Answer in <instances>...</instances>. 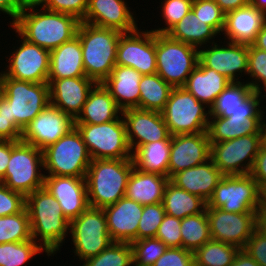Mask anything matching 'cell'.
I'll list each match as a JSON object with an SVG mask.
<instances>
[{"instance_id": "6da1fadb", "label": "cell", "mask_w": 266, "mask_h": 266, "mask_svg": "<svg viewBox=\"0 0 266 266\" xmlns=\"http://www.w3.org/2000/svg\"><path fill=\"white\" fill-rule=\"evenodd\" d=\"M36 6L38 7V4L27 1L17 19L13 23L10 22L16 33L49 51L76 36L81 22L76 17L43 7L42 11H35Z\"/></svg>"}, {"instance_id": "7a4b0ae2", "label": "cell", "mask_w": 266, "mask_h": 266, "mask_svg": "<svg viewBox=\"0 0 266 266\" xmlns=\"http://www.w3.org/2000/svg\"><path fill=\"white\" fill-rule=\"evenodd\" d=\"M25 207L32 239L42 246L48 256H54L65 241L70 221L64 217L58 201L45 187L27 195Z\"/></svg>"}, {"instance_id": "3957f363", "label": "cell", "mask_w": 266, "mask_h": 266, "mask_svg": "<svg viewBox=\"0 0 266 266\" xmlns=\"http://www.w3.org/2000/svg\"><path fill=\"white\" fill-rule=\"evenodd\" d=\"M133 168L132 158L91 160L85 178L89 206L103 209L125 197Z\"/></svg>"}, {"instance_id": "277c9868", "label": "cell", "mask_w": 266, "mask_h": 266, "mask_svg": "<svg viewBox=\"0 0 266 266\" xmlns=\"http://www.w3.org/2000/svg\"><path fill=\"white\" fill-rule=\"evenodd\" d=\"M49 104L48 83L20 81L4 75L0 111L21 133Z\"/></svg>"}, {"instance_id": "5b68a950", "label": "cell", "mask_w": 266, "mask_h": 266, "mask_svg": "<svg viewBox=\"0 0 266 266\" xmlns=\"http://www.w3.org/2000/svg\"><path fill=\"white\" fill-rule=\"evenodd\" d=\"M122 32L80 22L77 36L81 42L85 75L102 83L116 66L117 45Z\"/></svg>"}, {"instance_id": "8992f818", "label": "cell", "mask_w": 266, "mask_h": 266, "mask_svg": "<svg viewBox=\"0 0 266 266\" xmlns=\"http://www.w3.org/2000/svg\"><path fill=\"white\" fill-rule=\"evenodd\" d=\"M43 167L42 150L22 140H11V157L1 183L26 197L44 187Z\"/></svg>"}, {"instance_id": "52a82bcc", "label": "cell", "mask_w": 266, "mask_h": 266, "mask_svg": "<svg viewBox=\"0 0 266 266\" xmlns=\"http://www.w3.org/2000/svg\"><path fill=\"white\" fill-rule=\"evenodd\" d=\"M42 152L48 175L86 178L92 159L76 127Z\"/></svg>"}, {"instance_id": "ba28073f", "label": "cell", "mask_w": 266, "mask_h": 266, "mask_svg": "<svg viewBox=\"0 0 266 266\" xmlns=\"http://www.w3.org/2000/svg\"><path fill=\"white\" fill-rule=\"evenodd\" d=\"M199 61V49L156 33L157 74L174 87H183Z\"/></svg>"}, {"instance_id": "9c48e42d", "label": "cell", "mask_w": 266, "mask_h": 266, "mask_svg": "<svg viewBox=\"0 0 266 266\" xmlns=\"http://www.w3.org/2000/svg\"><path fill=\"white\" fill-rule=\"evenodd\" d=\"M205 107L185 88L174 87L161 111L170 135L207 132L209 110Z\"/></svg>"}, {"instance_id": "30bf717a", "label": "cell", "mask_w": 266, "mask_h": 266, "mask_svg": "<svg viewBox=\"0 0 266 266\" xmlns=\"http://www.w3.org/2000/svg\"><path fill=\"white\" fill-rule=\"evenodd\" d=\"M75 127L82 135L92 160L132 158L122 114L121 117L110 122L75 124Z\"/></svg>"}, {"instance_id": "8fae6325", "label": "cell", "mask_w": 266, "mask_h": 266, "mask_svg": "<svg viewBox=\"0 0 266 266\" xmlns=\"http://www.w3.org/2000/svg\"><path fill=\"white\" fill-rule=\"evenodd\" d=\"M261 189L250 174L224 175L208 200L206 208L225 212L250 213L260 208Z\"/></svg>"}, {"instance_id": "7c38bea8", "label": "cell", "mask_w": 266, "mask_h": 266, "mask_svg": "<svg viewBox=\"0 0 266 266\" xmlns=\"http://www.w3.org/2000/svg\"><path fill=\"white\" fill-rule=\"evenodd\" d=\"M69 230L75 248L74 253L81 261L97 256L113 243L105 213L100 208L89 206L70 221Z\"/></svg>"}, {"instance_id": "4fadbf2b", "label": "cell", "mask_w": 266, "mask_h": 266, "mask_svg": "<svg viewBox=\"0 0 266 266\" xmlns=\"http://www.w3.org/2000/svg\"><path fill=\"white\" fill-rule=\"evenodd\" d=\"M210 144V158L224 175H245L250 174L253 168L262 145V134H250Z\"/></svg>"}, {"instance_id": "5bb4252c", "label": "cell", "mask_w": 266, "mask_h": 266, "mask_svg": "<svg viewBox=\"0 0 266 266\" xmlns=\"http://www.w3.org/2000/svg\"><path fill=\"white\" fill-rule=\"evenodd\" d=\"M116 65L129 66L142 75L157 73L156 33L138 28L122 33L117 45Z\"/></svg>"}, {"instance_id": "9a60e30c", "label": "cell", "mask_w": 266, "mask_h": 266, "mask_svg": "<svg viewBox=\"0 0 266 266\" xmlns=\"http://www.w3.org/2000/svg\"><path fill=\"white\" fill-rule=\"evenodd\" d=\"M74 128L72 116L49 104L25 126L20 140L44 150Z\"/></svg>"}, {"instance_id": "2e32d148", "label": "cell", "mask_w": 266, "mask_h": 266, "mask_svg": "<svg viewBox=\"0 0 266 266\" xmlns=\"http://www.w3.org/2000/svg\"><path fill=\"white\" fill-rule=\"evenodd\" d=\"M18 35L22 44L8 59L5 76L32 83H48L50 51Z\"/></svg>"}, {"instance_id": "e0dca14e", "label": "cell", "mask_w": 266, "mask_h": 266, "mask_svg": "<svg viewBox=\"0 0 266 266\" xmlns=\"http://www.w3.org/2000/svg\"><path fill=\"white\" fill-rule=\"evenodd\" d=\"M256 213H232L206 208L211 238L243 249L256 229Z\"/></svg>"}, {"instance_id": "ac0fdd59", "label": "cell", "mask_w": 266, "mask_h": 266, "mask_svg": "<svg viewBox=\"0 0 266 266\" xmlns=\"http://www.w3.org/2000/svg\"><path fill=\"white\" fill-rule=\"evenodd\" d=\"M122 116L132 152L146 143L172 138L159 111L130 108L122 111Z\"/></svg>"}, {"instance_id": "d6986e66", "label": "cell", "mask_w": 266, "mask_h": 266, "mask_svg": "<svg viewBox=\"0 0 266 266\" xmlns=\"http://www.w3.org/2000/svg\"><path fill=\"white\" fill-rule=\"evenodd\" d=\"M208 49H199V61L207 68L227 77L231 82H237L240 73H248V45L227 42L222 47L212 40ZM238 72V74H237ZM237 77V78H236Z\"/></svg>"}, {"instance_id": "ffe728a7", "label": "cell", "mask_w": 266, "mask_h": 266, "mask_svg": "<svg viewBox=\"0 0 266 266\" xmlns=\"http://www.w3.org/2000/svg\"><path fill=\"white\" fill-rule=\"evenodd\" d=\"M211 144L207 132L177 134L171 138L168 178L210 159Z\"/></svg>"}, {"instance_id": "44dd1931", "label": "cell", "mask_w": 266, "mask_h": 266, "mask_svg": "<svg viewBox=\"0 0 266 266\" xmlns=\"http://www.w3.org/2000/svg\"><path fill=\"white\" fill-rule=\"evenodd\" d=\"M261 97L262 93L254 91L248 82H231L215 99L209 116L228 118L234 113H247L254 118H263Z\"/></svg>"}, {"instance_id": "7402d4cb", "label": "cell", "mask_w": 266, "mask_h": 266, "mask_svg": "<svg viewBox=\"0 0 266 266\" xmlns=\"http://www.w3.org/2000/svg\"><path fill=\"white\" fill-rule=\"evenodd\" d=\"M44 187L58 201L64 217L69 221L89 207L85 178L45 175Z\"/></svg>"}, {"instance_id": "603a6c76", "label": "cell", "mask_w": 266, "mask_h": 266, "mask_svg": "<svg viewBox=\"0 0 266 266\" xmlns=\"http://www.w3.org/2000/svg\"><path fill=\"white\" fill-rule=\"evenodd\" d=\"M143 205L126 197L103 208L109 235L113 242L132 243L137 240Z\"/></svg>"}, {"instance_id": "cb8c5ba5", "label": "cell", "mask_w": 266, "mask_h": 266, "mask_svg": "<svg viewBox=\"0 0 266 266\" xmlns=\"http://www.w3.org/2000/svg\"><path fill=\"white\" fill-rule=\"evenodd\" d=\"M129 9L124 0H88L87 12L81 22L129 33L138 28Z\"/></svg>"}, {"instance_id": "d4e9b609", "label": "cell", "mask_w": 266, "mask_h": 266, "mask_svg": "<svg viewBox=\"0 0 266 266\" xmlns=\"http://www.w3.org/2000/svg\"><path fill=\"white\" fill-rule=\"evenodd\" d=\"M95 84L88 77L48 79L50 104L75 119Z\"/></svg>"}, {"instance_id": "484cf974", "label": "cell", "mask_w": 266, "mask_h": 266, "mask_svg": "<svg viewBox=\"0 0 266 266\" xmlns=\"http://www.w3.org/2000/svg\"><path fill=\"white\" fill-rule=\"evenodd\" d=\"M223 176L224 174L210 158L205 163L174 174L170 181L177 187L202 198L207 203Z\"/></svg>"}, {"instance_id": "4316f807", "label": "cell", "mask_w": 266, "mask_h": 266, "mask_svg": "<svg viewBox=\"0 0 266 266\" xmlns=\"http://www.w3.org/2000/svg\"><path fill=\"white\" fill-rule=\"evenodd\" d=\"M266 22V14L251 4L225 14L224 37L229 42L252 44Z\"/></svg>"}, {"instance_id": "83f0119b", "label": "cell", "mask_w": 266, "mask_h": 266, "mask_svg": "<svg viewBox=\"0 0 266 266\" xmlns=\"http://www.w3.org/2000/svg\"><path fill=\"white\" fill-rule=\"evenodd\" d=\"M142 76L134 68L116 65L102 83L109 90L118 107L124 111L139 108V83Z\"/></svg>"}, {"instance_id": "f1b7e54d", "label": "cell", "mask_w": 266, "mask_h": 266, "mask_svg": "<svg viewBox=\"0 0 266 266\" xmlns=\"http://www.w3.org/2000/svg\"><path fill=\"white\" fill-rule=\"evenodd\" d=\"M262 123L263 118H254L247 113H234L228 118L209 117L207 133L210 143H220L250 134H262Z\"/></svg>"}, {"instance_id": "f546056e", "label": "cell", "mask_w": 266, "mask_h": 266, "mask_svg": "<svg viewBox=\"0 0 266 266\" xmlns=\"http://www.w3.org/2000/svg\"><path fill=\"white\" fill-rule=\"evenodd\" d=\"M122 110L103 83H96L90 90L75 124H101L118 119ZM119 114V115H118Z\"/></svg>"}, {"instance_id": "4dcf8cb0", "label": "cell", "mask_w": 266, "mask_h": 266, "mask_svg": "<svg viewBox=\"0 0 266 266\" xmlns=\"http://www.w3.org/2000/svg\"><path fill=\"white\" fill-rule=\"evenodd\" d=\"M86 77L82 47L76 35L50 51L48 79Z\"/></svg>"}, {"instance_id": "1f68e13d", "label": "cell", "mask_w": 266, "mask_h": 266, "mask_svg": "<svg viewBox=\"0 0 266 266\" xmlns=\"http://www.w3.org/2000/svg\"><path fill=\"white\" fill-rule=\"evenodd\" d=\"M169 180L168 176L145 173L134 167L127 181L125 197L143 206L161 203Z\"/></svg>"}, {"instance_id": "d6a6232c", "label": "cell", "mask_w": 266, "mask_h": 266, "mask_svg": "<svg viewBox=\"0 0 266 266\" xmlns=\"http://www.w3.org/2000/svg\"><path fill=\"white\" fill-rule=\"evenodd\" d=\"M231 83V81L217 73L214 69L205 67L200 61L189 75L183 86L199 102L206 104L208 110L214 104L217 96Z\"/></svg>"}, {"instance_id": "836d02e7", "label": "cell", "mask_w": 266, "mask_h": 266, "mask_svg": "<svg viewBox=\"0 0 266 266\" xmlns=\"http://www.w3.org/2000/svg\"><path fill=\"white\" fill-rule=\"evenodd\" d=\"M171 140H159L141 145L132 152L133 165L145 173L168 176Z\"/></svg>"}, {"instance_id": "e575fe53", "label": "cell", "mask_w": 266, "mask_h": 266, "mask_svg": "<svg viewBox=\"0 0 266 266\" xmlns=\"http://www.w3.org/2000/svg\"><path fill=\"white\" fill-rule=\"evenodd\" d=\"M166 34L174 40L199 49L202 45L210 43L209 41L214 39L218 33L191 10Z\"/></svg>"}, {"instance_id": "d590c367", "label": "cell", "mask_w": 266, "mask_h": 266, "mask_svg": "<svg viewBox=\"0 0 266 266\" xmlns=\"http://www.w3.org/2000/svg\"><path fill=\"white\" fill-rule=\"evenodd\" d=\"M162 204L166 214L179 219L202 213L207 206L202 198L177 187L170 180L165 188Z\"/></svg>"}, {"instance_id": "8d00e7d4", "label": "cell", "mask_w": 266, "mask_h": 266, "mask_svg": "<svg viewBox=\"0 0 266 266\" xmlns=\"http://www.w3.org/2000/svg\"><path fill=\"white\" fill-rule=\"evenodd\" d=\"M172 89L157 73L143 75L139 83V109L161 112Z\"/></svg>"}, {"instance_id": "74e56055", "label": "cell", "mask_w": 266, "mask_h": 266, "mask_svg": "<svg viewBox=\"0 0 266 266\" xmlns=\"http://www.w3.org/2000/svg\"><path fill=\"white\" fill-rule=\"evenodd\" d=\"M180 231L182 248L193 253L211 240L206 209L202 213L181 219Z\"/></svg>"}, {"instance_id": "f35d334b", "label": "cell", "mask_w": 266, "mask_h": 266, "mask_svg": "<svg viewBox=\"0 0 266 266\" xmlns=\"http://www.w3.org/2000/svg\"><path fill=\"white\" fill-rule=\"evenodd\" d=\"M239 250L234 245L211 239L194 252V266H230Z\"/></svg>"}, {"instance_id": "ab89813d", "label": "cell", "mask_w": 266, "mask_h": 266, "mask_svg": "<svg viewBox=\"0 0 266 266\" xmlns=\"http://www.w3.org/2000/svg\"><path fill=\"white\" fill-rule=\"evenodd\" d=\"M32 239L26 207L19 213L0 217V244Z\"/></svg>"}, {"instance_id": "60d3db41", "label": "cell", "mask_w": 266, "mask_h": 266, "mask_svg": "<svg viewBox=\"0 0 266 266\" xmlns=\"http://www.w3.org/2000/svg\"><path fill=\"white\" fill-rule=\"evenodd\" d=\"M44 249L35 240L0 244V266H22Z\"/></svg>"}, {"instance_id": "b9f144b4", "label": "cell", "mask_w": 266, "mask_h": 266, "mask_svg": "<svg viewBox=\"0 0 266 266\" xmlns=\"http://www.w3.org/2000/svg\"><path fill=\"white\" fill-rule=\"evenodd\" d=\"M131 265H134L131 243L113 242L97 256L85 260L82 266Z\"/></svg>"}, {"instance_id": "7bdbcfd3", "label": "cell", "mask_w": 266, "mask_h": 266, "mask_svg": "<svg viewBox=\"0 0 266 266\" xmlns=\"http://www.w3.org/2000/svg\"><path fill=\"white\" fill-rule=\"evenodd\" d=\"M133 250V266H152L168 248L156 237L144 238L131 243Z\"/></svg>"}, {"instance_id": "ee69618b", "label": "cell", "mask_w": 266, "mask_h": 266, "mask_svg": "<svg viewBox=\"0 0 266 266\" xmlns=\"http://www.w3.org/2000/svg\"><path fill=\"white\" fill-rule=\"evenodd\" d=\"M191 10L219 35L223 33L225 13L214 0H193Z\"/></svg>"}, {"instance_id": "f6af8a7d", "label": "cell", "mask_w": 266, "mask_h": 266, "mask_svg": "<svg viewBox=\"0 0 266 266\" xmlns=\"http://www.w3.org/2000/svg\"><path fill=\"white\" fill-rule=\"evenodd\" d=\"M165 214L162 202L144 205L143 213L138 225L137 240L156 237L159 225Z\"/></svg>"}, {"instance_id": "bcb514c9", "label": "cell", "mask_w": 266, "mask_h": 266, "mask_svg": "<svg viewBox=\"0 0 266 266\" xmlns=\"http://www.w3.org/2000/svg\"><path fill=\"white\" fill-rule=\"evenodd\" d=\"M247 74L255 80L248 81L254 91L262 93V88L266 90V52L255 48L252 44L248 45Z\"/></svg>"}, {"instance_id": "7dc6e473", "label": "cell", "mask_w": 266, "mask_h": 266, "mask_svg": "<svg viewBox=\"0 0 266 266\" xmlns=\"http://www.w3.org/2000/svg\"><path fill=\"white\" fill-rule=\"evenodd\" d=\"M193 0H164L161 2L162 17L167 27L154 29L155 33L166 34L175 24L191 11Z\"/></svg>"}, {"instance_id": "c3c4849f", "label": "cell", "mask_w": 266, "mask_h": 266, "mask_svg": "<svg viewBox=\"0 0 266 266\" xmlns=\"http://www.w3.org/2000/svg\"><path fill=\"white\" fill-rule=\"evenodd\" d=\"M38 6L47 10L69 14L82 21L88 8V0H42Z\"/></svg>"}, {"instance_id": "681fc988", "label": "cell", "mask_w": 266, "mask_h": 266, "mask_svg": "<svg viewBox=\"0 0 266 266\" xmlns=\"http://www.w3.org/2000/svg\"><path fill=\"white\" fill-rule=\"evenodd\" d=\"M180 224L181 219L165 214L159 225L156 238L161 240L167 247H182Z\"/></svg>"}, {"instance_id": "f907efd6", "label": "cell", "mask_w": 266, "mask_h": 266, "mask_svg": "<svg viewBox=\"0 0 266 266\" xmlns=\"http://www.w3.org/2000/svg\"><path fill=\"white\" fill-rule=\"evenodd\" d=\"M26 206V197L16 191H12L0 182V217L21 212Z\"/></svg>"}, {"instance_id": "816d5d0a", "label": "cell", "mask_w": 266, "mask_h": 266, "mask_svg": "<svg viewBox=\"0 0 266 266\" xmlns=\"http://www.w3.org/2000/svg\"><path fill=\"white\" fill-rule=\"evenodd\" d=\"M152 266H194V253L182 247H168Z\"/></svg>"}, {"instance_id": "f5cc1de1", "label": "cell", "mask_w": 266, "mask_h": 266, "mask_svg": "<svg viewBox=\"0 0 266 266\" xmlns=\"http://www.w3.org/2000/svg\"><path fill=\"white\" fill-rule=\"evenodd\" d=\"M260 266H266V237L255 229L242 249Z\"/></svg>"}, {"instance_id": "db71d44e", "label": "cell", "mask_w": 266, "mask_h": 266, "mask_svg": "<svg viewBox=\"0 0 266 266\" xmlns=\"http://www.w3.org/2000/svg\"><path fill=\"white\" fill-rule=\"evenodd\" d=\"M250 175L258 183L260 189L266 187V147L263 145L255 158Z\"/></svg>"}, {"instance_id": "11a10c76", "label": "cell", "mask_w": 266, "mask_h": 266, "mask_svg": "<svg viewBox=\"0 0 266 266\" xmlns=\"http://www.w3.org/2000/svg\"><path fill=\"white\" fill-rule=\"evenodd\" d=\"M21 132L0 111V140L19 141Z\"/></svg>"}, {"instance_id": "9f6ffc18", "label": "cell", "mask_w": 266, "mask_h": 266, "mask_svg": "<svg viewBox=\"0 0 266 266\" xmlns=\"http://www.w3.org/2000/svg\"><path fill=\"white\" fill-rule=\"evenodd\" d=\"M27 0H0V11L12 17V23L24 8Z\"/></svg>"}, {"instance_id": "6f0895ef", "label": "cell", "mask_w": 266, "mask_h": 266, "mask_svg": "<svg viewBox=\"0 0 266 266\" xmlns=\"http://www.w3.org/2000/svg\"><path fill=\"white\" fill-rule=\"evenodd\" d=\"M11 157V140H0V182L4 179Z\"/></svg>"}, {"instance_id": "680465c9", "label": "cell", "mask_w": 266, "mask_h": 266, "mask_svg": "<svg viewBox=\"0 0 266 266\" xmlns=\"http://www.w3.org/2000/svg\"><path fill=\"white\" fill-rule=\"evenodd\" d=\"M214 1L219 5L221 10L225 14L250 4V0H214Z\"/></svg>"}, {"instance_id": "91938a15", "label": "cell", "mask_w": 266, "mask_h": 266, "mask_svg": "<svg viewBox=\"0 0 266 266\" xmlns=\"http://www.w3.org/2000/svg\"><path fill=\"white\" fill-rule=\"evenodd\" d=\"M230 266H260L250 255L240 249Z\"/></svg>"}, {"instance_id": "94428289", "label": "cell", "mask_w": 266, "mask_h": 266, "mask_svg": "<svg viewBox=\"0 0 266 266\" xmlns=\"http://www.w3.org/2000/svg\"><path fill=\"white\" fill-rule=\"evenodd\" d=\"M255 48H258L266 52V22L264 23L262 29L257 34L255 41L252 43Z\"/></svg>"}, {"instance_id": "6125c7cd", "label": "cell", "mask_w": 266, "mask_h": 266, "mask_svg": "<svg viewBox=\"0 0 266 266\" xmlns=\"http://www.w3.org/2000/svg\"><path fill=\"white\" fill-rule=\"evenodd\" d=\"M256 229L266 237V213H256Z\"/></svg>"}, {"instance_id": "be15d7a7", "label": "cell", "mask_w": 266, "mask_h": 266, "mask_svg": "<svg viewBox=\"0 0 266 266\" xmlns=\"http://www.w3.org/2000/svg\"><path fill=\"white\" fill-rule=\"evenodd\" d=\"M257 213H266V187L261 189L260 208Z\"/></svg>"}, {"instance_id": "e7e4bbea", "label": "cell", "mask_w": 266, "mask_h": 266, "mask_svg": "<svg viewBox=\"0 0 266 266\" xmlns=\"http://www.w3.org/2000/svg\"><path fill=\"white\" fill-rule=\"evenodd\" d=\"M250 4L266 14V0H250Z\"/></svg>"}, {"instance_id": "03108f58", "label": "cell", "mask_w": 266, "mask_h": 266, "mask_svg": "<svg viewBox=\"0 0 266 266\" xmlns=\"http://www.w3.org/2000/svg\"><path fill=\"white\" fill-rule=\"evenodd\" d=\"M263 123L261 124V133H262V145L266 147V121L264 119V112H263Z\"/></svg>"}, {"instance_id": "003e7915", "label": "cell", "mask_w": 266, "mask_h": 266, "mask_svg": "<svg viewBox=\"0 0 266 266\" xmlns=\"http://www.w3.org/2000/svg\"><path fill=\"white\" fill-rule=\"evenodd\" d=\"M4 71L3 73H0V96L2 95V90H3V78H4Z\"/></svg>"}, {"instance_id": "a7ac6f4b", "label": "cell", "mask_w": 266, "mask_h": 266, "mask_svg": "<svg viewBox=\"0 0 266 266\" xmlns=\"http://www.w3.org/2000/svg\"><path fill=\"white\" fill-rule=\"evenodd\" d=\"M27 1H30V2H33V3L39 4L42 0H27Z\"/></svg>"}]
</instances>
